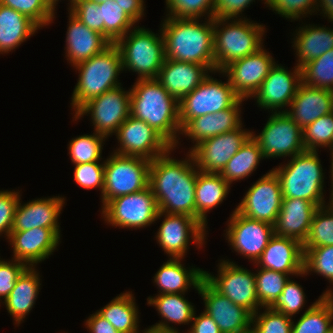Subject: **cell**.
I'll list each match as a JSON object with an SVG mask.
<instances>
[{
	"instance_id": "cell-1",
	"label": "cell",
	"mask_w": 333,
	"mask_h": 333,
	"mask_svg": "<svg viewBox=\"0 0 333 333\" xmlns=\"http://www.w3.org/2000/svg\"><path fill=\"white\" fill-rule=\"evenodd\" d=\"M172 149L151 160L148 186L160 212L196 219L195 187L199 170L190 152L188 160H176L169 157Z\"/></svg>"
},
{
	"instance_id": "cell-2",
	"label": "cell",
	"mask_w": 333,
	"mask_h": 333,
	"mask_svg": "<svg viewBox=\"0 0 333 333\" xmlns=\"http://www.w3.org/2000/svg\"><path fill=\"white\" fill-rule=\"evenodd\" d=\"M161 27L165 58L205 65L215 72L214 18L201 24L198 18L166 17Z\"/></svg>"
},
{
	"instance_id": "cell-3",
	"label": "cell",
	"mask_w": 333,
	"mask_h": 333,
	"mask_svg": "<svg viewBox=\"0 0 333 333\" xmlns=\"http://www.w3.org/2000/svg\"><path fill=\"white\" fill-rule=\"evenodd\" d=\"M130 89V115L146 122L172 147L181 132L179 101L171 96L156 79H137Z\"/></svg>"
},
{
	"instance_id": "cell-4",
	"label": "cell",
	"mask_w": 333,
	"mask_h": 333,
	"mask_svg": "<svg viewBox=\"0 0 333 333\" xmlns=\"http://www.w3.org/2000/svg\"><path fill=\"white\" fill-rule=\"evenodd\" d=\"M74 67L79 71L71 103L75 113L91 99L121 86L117 76L123 71L122 59L115 44Z\"/></svg>"
},
{
	"instance_id": "cell-5",
	"label": "cell",
	"mask_w": 333,
	"mask_h": 333,
	"mask_svg": "<svg viewBox=\"0 0 333 333\" xmlns=\"http://www.w3.org/2000/svg\"><path fill=\"white\" fill-rule=\"evenodd\" d=\"M229 20L231 19L214 18L215 72L222 71L232 62L253 54L263 47L262 36L265 26L252 23L245 18L244 20L234 19L230 21L231 23H228Z\"/></svg>"
},
{
	"instance_id": "cell-6",
	"label": "cell",
	"mask_w": 333,
	"mask_h": 333,
	"mask_svg": "<svg viewBox=\"0 0 333 333\" xmlns=\"http://www.w3.org/2000/svg\"><path fill=\"white\" fill-rule=\"evenodd\" d=\"M318 151H304L291 157L286 165L273 168L283 198H301L317 207L325 205L323 169Z\"/></svg>"
},
{
	"instance_id": "cell-7",
	"label": "cell",
	"mask_w": 333,
	"mask_h": 333,
	"mask_svg": "<svg viewBox=\"0 0 333 333\" xmlns=\"http://www.w3.org/2000/svg\"><path fill=\"white\" fill-rule=\"evenodd\" d=\"M129 32L115 43L121 52L123 70L138 73L137 79H156L165 60L162 32L158 37L139 26Z\"/></svg>"
},
{
	"instance_id": "cell-8",
	"label": "cell",
	"mask_w": 333,
	"mask_h": 333,
	"mask_svg": "<svg viewBox=\"0 0 333 333\" xmlns=\"http://www.w3.org/2000/svg\"><path fill=\"white\" fill-rule=\"evenodd\" d=\"M104 163V188L101 196L103 207L116 197L148 187L150 160L113 153Z\"/></svg>"
},
{
	"instance_id": "cell-9",
	"label": "cell",
	"mask_w": 333,
	"mask_h": 333,
	"mask_svg": "<svg viewBox=\"0 0 333 333\" xmlns=\"http://www.w3.org/2000/svg\"><path fill=\"white\" fill-rule=\"evenodd\" d=\"M226 82H220L208 75L191 93L179 101L181 129L195 117L226 110L240 99L229 81Z\"/></svg>"
},
{
	"instance_id": "cell-10",
	"label": "cell",
	"mask_w": 333,
	"mask_h": 333,
	"mask_svg": "<svg viewBox=\"0 0 333 333\" xmlns=\"http://www.w3.org/2000/svg\"><path fill=\"white\" fill-rule=\"evenodd\" d=\"M158 206L150 187L142 191L116 197L102 207L109 225L139 229L157 221Z\"/></svg>"
},
{
	"instance_id": "cell-11",
	"label": "cell",
	"mask_w": 333,
	"mask_h": 333,
	"mask_svg": "<svg viewBox=\"0 0 333 333\" xmlns=\"http://www.w3.org/2000/svg\"><path fill=\"white\" fill-rule=\"evenodd\" d=\"M264 158L293 157L306 151L302 129L286 114L272 113L259 135L252 132Z\"/></svg>"
},
{
	"instance_id": "cell-12",
	"label": "cell",
	"mask_w": 333,
	"mask_h": 333,
	"mask_svg": "<svg viewBox=\"0 0 333 333\" xmlns=\"http://www.w3.org/2000/svg\"><path fill=\"white\" fill-rule=\"evenodd\" d=\"M218 276L204 271V279L220 294L236 305L247 309L252 315L261 309L256 293L255 274L223 260L218 267Z\"/></svg>"
},
{
	"instance_id": "cell-13",
	"label": "cell",
	"mask_w": 333,
	"mask_h": 333,
	"mask_svg": "<svg viewBox=\"0 0 333 333\" xmlns=\"http://www.w3.org/2000/svg\"><path fill=\"white\" fill-rule=\"evenodd\" d=\"M122 88L119 86L91 99L75 113V121L88 113L97 134L104 137L115 134L130 116V89Z\"/></svg>"
},
{
	"instance_id": "cell-14",
	"label": "cell",
	"mask_w": 333,
	"mask_h": 333,
	"mask_svg": "<svg viewBox=\"0 0 333 333\" xmlns=\"http://www.w3.org/2000/svg\"><path fill=\"white\" fill-rule=\"evenodd\" d=\"M239 127L231 132L204 139L191 148L197 169L204 173H221L252 132Z\"/></svg>"
},
{
	"instance_id": "cell-15",
	"label": "cell",
	"mask_w": 333,
	"mask_h": 333,
	"mask_svg": "<svg viewBox=\"0 0 333 333\" xmlns=\"http://www.w3.org/2000/svg\"><path fill=\"white\" fill-rule=\"evenodd\" d=\"M282 198L279 179L270 170L248 189L235 209L250 219L274 225L281 209Z\"/></svg>"
},
{
	"instance_id": "cell-16",
	"label": "cell",
	"mask_w": 333,
	"mask_h": 333,
	"mask_svg": "<svg viewBox=\"0 0 333 333\" xmlns=\"http://www.w3.org/2000/svg\"><path fill=\"white\" fill-rule=\"evenodd\" d=\"M120 147L114 153L153 160L172 146L146 122L129 116L116 132Z\"/></svg>"
},
{
	"instance_id": "cell-17",
	"label": "cell",
	"mask_w": 333,
	"mask_h": 333,
	"mask_svg": "<svg viewBox=\"0 0 333 333\" xmlns=\"http://www.w3.org/2000/svg\"><path fill=\"white\" fill-rule=\"evenodd\" d=\"M163 215L165 218L158 229L156 239L170 258H184L190 238L197 246L203 245L206 230L198 220L187 215L167 214L160 211L156 219H160Z\"/></svg>"
},
{
	"instance_id": "cell-18",
	"label": "cell",
	"mask_w": 333,
	"mask_h": 333,
	"mask_svg": "<svg viewBox=\"0 0 333 333\" xmlns=\"http://www.w3.org/2000/svg\"><path fill=\"white\" fill-rule=\"evenodd\" d=\"M228 221L226 237L231 247L256 263L274 235V225L250 219L236 209Z\"/></svg>"
},
{
	"instance_id": "cell-19",
	"label": "cell",
	"mask_w": 333,
	"mask_h": 333,
	"mask_svg": "<svg viewBox=\"0 0 333 333\" xmlns=\"http://www.w3.org/2000/svg\"><path fill=\"white\" fill-rule=\"evenodd\" d=\"M275 63L269 52L262 47L257 52L232 62L220 73L227 74V80L241 99H248L259 90Z\"/></svg>"
},
{
	"instance_id": "cell-20",
	"label": "cell",
	"mask_w": 333,
	"mask_h": 333,
	"mask_svg": "<svg viewBox=\"0 0 333 333\" xmlns=\"http://www.w3.org/2000/svg\"><path fill=\"white\" fill-rule=\"evenodd\" d=\"M204 300L206 312L217 324L221 333H248L251 331L252 314L226 296L216 291L205 279L197 289Z\"/></svg>"
},
{
	"instance_id": "cell-21",
	"label": "cell",
	"mask_w": 333,
	"mask_h": 333,
	"mask_svg": "<svg viewBox=\"0 0 333 333\" xmlns=\"http://www.w3.org/2000/svg\"><path fill=\"white\" fill-rule=\"evenodd\" d=\"M301 83L300 67L296 65L294 71L289 72L275 63L253 97L257 99L259 107L270 109L272 112L274 110L273 113L283 112L281 108L290 106Z\"/></svg>"
},
{
	"instance_id": "cell-22",
	"label": "cell",
	"mask_w": 333,
	"mask_h": 333,
	"mask_svg": "<svg viewBox=\"0 0 333 333\" xmlns=\"http://www.w3.org/2000/svg\"><path fill=\"white\" fill-rule=\"evenodd\" d=\"M8 239L13 247V260L33 267L48 258L57 248L60 229L34 227L24 231H11Z\"/></svg>"
},
{
	"instance_id": "cell-23",
	"label": "cell",
	"mask_w": 333,
	"mask_h": 333,
	"mask_svg": "<svg viewBox=\"0 0 333 333\" xmlns=\"http://www.w3.org/2000/svg\"><path fill=\"white\" fill-rule=\"evenodd\" d=\"M256 262L260 268L295 276L306 275L303 244L292 238L274 234Z\"/></svg>"
},
{
	"instance_id": "cell-24",
	"label": "cell",
	"mask_w": 333,
	"mask_h": 333,
	"mask_svg": "<svg viewBox=\"0 0 333 333\" xmlns=\"http://www.w3.org/2000/svg\"><path fill=\"white\" fill-rule=\"evenodd\" d=\"M208 70L210 71L205 65L165 58L156 80L180 101L209 75Z\"/></svg>"
},
{
	"instance_id": "cell-25",
	"label": "cell",
	"mask_w": 333,
	"mask_h": 333,
	"mask_svg": "<svg viewBox=\"0 0 333 333\" xmlns=\"http://www.w3.org/2000/svg\"><path fill=\"white\" fill-rule=\"evenodd\" d=\"M286 114L301 128L333 112V92L301 83Z\"/></svg>"
},
{
	"instance_id": "cell-26",
	"label": "cell",
	"mask_w": 333,
	"mask_h": 333,
	"mask_svg": "<svg viewBox=\"0 0 333 333\" xmlns=\"http://www.w3.org/2000/svg\"><path fill=\"white\" fill-rule=\"evenodd\" d=\"M317 208L314 203L301 198H282L281 209L274 224V234L295 239L303 244L308 237Z\"/></svg>"
},
{
	"instance_id": "cell-27",
	"label": "cell",
	"mask_w": 333,
	"mask_h": 333,
	"mask_svg": "<svg viewBox=\"0 0 333 333\" xmlns=\"http://www.w3.org/2000/svg\"><path fill=\"white\" fill-rule=\"evenodd\" d=\"M66 35V57L73 67L92 56L100 54L111 45L99 32L89 29L71 12Z\"/></svg>"
},
{
	"instance_id": "cell-28",
	"label": "cell",
	"mask_w": 333,
	"mask_h": 333,
	"mask_svg": "<svg viewBox=\"0 0 333 333\" xmlns=\"http://www.w3.org/2000/svg\"><path fill=\"white\" fill-rule=\"evenodd\" d=\"M244 100L240 98L232 107L226 110L195 117L181 129L180 134L187 135L197 145L204 139L231 132L241 127L240 106Z\"/></svg>"
},
{
	"instance_id": "cell-29",
	"label": "cell",
	"mask_w": 333,
	"mask_h": 333,
	"mask_svg": "<svg viewBox=\"0 0 333 333\" xmlns=\"http://www.w3.org/2000/svg\"><path fill=\"white\" fill-rule=\"evenodd\" d=\"M64 200L56 196L32 200L21 205L19 199L11 231H24L34 227L59 228L58 217Z\"/></svg>"
},
{
	"instance_id": "cell-30",
	"label": "cell",
	"mask_w": 333,
	"mask_h": 333,
	"mask_svg": "<svg viewBox=\"0 0 333 333\" xmlns=\"http://www.w3.org/2000/svg\"><path fill=\"white\" fill-rule=\"evenodd\" d=\"M184 294H158L153 298L148 297L147 304L155 306L166 321L152 325L146 330L148 333H179L168 323L188 324L192 322L195 308L184 298Z\"/></svg>"
},
{
	"instance_id": "cell-31",
	"label": "cell",
	"mask_w": 333,
	"mask_h": 333,
	"mask_svg": "<svg viewBox=\"0 0 333 333\" xmlns=\"http://www.w3.org/2000/svg\"><path fill=\"white\" fill-rule=\"evenodd\" d=\"M182 258H170L156 272L154 282L160 289L159 294L185 293L189 287L197 290L204 279V271L198 268L187 270L181 264Z\"/></svg>"
},
{
	"instance_id": "cell-32",
	"label": "cell",
	"mask_w": 333,
	"mask_h": 333,
	"mask_svg": "<svg viewBox=\"0 0 333 333\" xmlns=\"http://www.w3.org/2000/svg\"><path fill=\"white\" fill-rule=\"evenodd\" d=\"M35 267H27L18 277L14 288L10 292L5 303L8 313L20 324L30 313L39 294L40 277Z\"/></svg>"
},
{
	"instance_id": "cell-33",
	"label": "cell",
	"mask_w": 333,
	"mask_h": 333,
	"mask_svg": "<svg viewBox=\"0 0 333 333\" xmlns=\"http://www.w3.org/2000/svg\"><path fill=\"white\" fill-rule=\"evenodd\" d=\"M230 184L220 173H204L198 171L195 187L196 220L205 228L206 213L218 206L227 197Z\"/></svg>"
},
{
	"instance_id": "cell-34",
	"label": "cell",
	"mask_w": 333,
	"mask_h": 333,
	"mask_svg": "<svg viewBox=\"0 0 333 333\" xmlns=\"http://www.w3.org/2000/svg\"><path fill=\"white\" fill-rule=\"evenodd\" d=\"M40 28L18 11L0 4V53L17 48Z\"/></svg>"
},
{
	"instance_id": "cell-35",
	"label": "cell",
	"mask_w": 333,
	"mask_h": 333,
	"mask_svg": "<svg viewBox=\"0 0 333 333\" xmlns=\"http://www.w3.org/2000/svg\"><path fill=\"white\" fill-rule=\"evenodd\" d=\"M296 35L293 46L300 68L333 48V29L309 24L300 27Z\"/></svg>"
},
{
	"instance_id": "cell-36",
	"label": "cell",
	"mask_w": 333,
	"mask_h": 333,
	"mask_svg": "<svg viewBox=\"0 0 333 333\" xmlns=\"http://www.w3.org/2000/svg\"><path fill=\"white\" fill-rule=\"evenodd\" d=\"M108 320L119 333H138V308L135 298L125 292L112 299L105 307L97 311Z\"/></svg>"
},
{
	"instance_id": "cell-37",
	"label": "cell",
	"mask_w": 333,
	"mask_h": 333,
	"mask_svg": "<svg viewBox=\"0 0 333 333\" xmlns=\"http://www.w3.org/2000/svg\"><path fill=\"white\" fill-rule=\"evenodd\" d=\"M260 159L263 160L264 156L258 142L251 135L220 174L231 185L233 181L251 175L259 165Z\"/></svg>"
},
{
	"instance_id": "cell-38",
	"label": "cell",
	"mask_w": 333,
	"mask_h": 333,
	"mask_svg": "<svg viewBox=\"0 0 333 333\" xmlns=\"http://www.w3.org/2000/svg\"><path fill=\"white\" fill-rule=\"evenodd\" d=\"M333 305L320 296L292 325V333H333ZM332 323V324H331Z\"/></svg>"
},
{
	"instance_id": "cell-39",
	"label": "cell",
	"mask_w": 333,
	"mask_h": 333,
	"mask_svg": "<svg viewBox=\"0 0 333 333\" xmlns=\"http://www.w3.org/2000/svg\"><path fill=\"white\" fill-rule=\"evenodd\" d=\"M330 245H333V201L315 210L303 252L312 247Z\"/></svg>"
},
{
	"instance_id": "cell-40",
	"label": "cell",
	"mask_w": 333,
	"mask_h": 333,
	"mask_svg": "<svg viewBox=\"0 0 333 333\" xmlns=\"http://www.w3.org/2000/svg\"><path fill=\"white\" fill-rule=\"evenodd\" d=\"M304 85L333 92V48L301 67Z\"/></svg>"
},
{
	"instance_id": "cell-41",
	"label": "cell",
	"mask_w": 333,
	"mask_h": 333,
	"mask_svg": "<svg viewBox=\"0 0 333 333\" xmlns=\"http://www.w3.org/2000/svg\"><path fill=\"white\" fill-rule=\"evenodd\" d=\"M104 21V36L115 44L136 23L115 1L98 4Z\"/></svg>"
},
{
	"instance_id": "cell-42",
	"label": "cell",
	"mask_w": 333,
	"mask_h": 333,
	"mask_svg": "<svg viewBox=\"0 0 333 333\" xmlns=\"http://www.w3.org/2000/svg\"><path fill=\"white\" fill-rule=\"evenodd\" d=\"M288 275L264 268L255 273L256 293L263 308L269 307L282 293L285 283L289 280Z\"/></svg>"
},
{
	"instance_id": "cell-43",
	"label": "cell",
	"mask_w": 333,
	"mask_h": 333,
	"mask_svg": "<svg viewBox=\"0 0 333 333\" xmlns=\"http://www.w3.org/2000/svg\"><path fill=\"white\" fill-rule=\"evenodd\" d=\"M104 136L97 134L81 135L73 138L69 142V154L74 165L91 162H99L102 159V143L105 141ZM104 139V140H103Z\"/></svg>"
},
{
	"instance_id": "cell-44",
	"label": "cell",
	"mask_w": 333,
	"mask_h": 333,
	"mask_svg": "<svg viewBox=\"0 0 333 333\" xmlns=\"http://www.w3.org/2000/svg\"><path fill=\"white\" fill-rule=\"evenodd\" d=\"M303 131V143L306 151H317V147L333 148V112L319 117Z\"/></svg>"
},
{
	"instance_id": "cell-45",
	"label": "cell",
	"mask_w": 333,
	"mask_h": 333,
	"mask_svg": "<svg viewBox=\"0 0 333 333\" xmlns=\"http://www.w3.org/2000/svg\"><path fill=\"white\" fill-rule=\"evenodd\" d=\"M0 4L26 15L39 27L50 24L55 18L54 10L47 0H0Z\"/></svg>"
},
{
	"instance_id": "cell-46",
	"label": "cell",
	"mask_w": 333,
	"mask_h": 333,
	"mask_svg": "<svg viewBox=\"0 0 333 333\" xmlns=\"http://www.w3.org/2000/svg\"><path fill=\"white\" fill-rule=\"evenodd\" d=\"M278 311L265 307V311L252 315L251 331L254 333H292L293 320Z\"/></svg>"
},
{
	"instance_id": "cell-47",
	"label": "cell",
	"mask_w": 333,
	"mask_h": 333,
	"mask_svg": "<svg viewBox=\"0 0 333 333\" xmlns=\"http://www.w3.org/2000/svg\"><path fill=\"white\" fill-rule=\"evenodd\" d=\"M311 271L333 284V245L312 247L304 253V272Z\"/></svg>"
},
{
	"instance_id": "cell-48",
	"label": "cell",
	"mask_w": 333,
	"mask_h": 333,
	"mask_svg": "<svg viewBox=\"0 0 333 333\" xmlns=\"http://www.w3.org/2000/svg\"><path fill=\"white\" fill-rule=\"evenodd\" d=\"M305 293L298 283L289 280L285 283L282 293L269 306L270 309L292 317L304 307Z\"/></svg>"
},
{
	"instance_id": "cell-49",
	"label": "cell",
	"mask_w": 333,
	"mask_h": 333,
	"mask_svg": "<svg viewBox=\"0 0 333 333\" xmlns=\"http://www.w3.org/2000/svg\"><path fill=\"white\" fill-rule=\"evenodd\" d=\"M214 0H166L168 17L177 18H201L208 14V18H214Z\"/></svg>"
},
{
	"instance_id": "cell-50",
	"label": "cell",
	"mask_w": 333,
	"mask_h": 333,
	"mask_svg": "<svg viewBox=\"0 0 333 333\" xmlns=\"http://www.w3.org/2000/svg\"><path fill=\"white\" fill-rule=\"evenodd\" d=\"M69 10L89 29L95 30L104 36V21H102L101 9L97 2L76 0L70 5Z\"/></svg>"
},
{
	"instance_id": "cell-51",
	"label": "cell",
	"mask_w": 333,
	"mask_h": 333,
	"mask_svg": "<svg viewBox=\"0 0 333 333\" xmlns=\"http://www.w3.org/2000/svg\"><path fill=\"white\" fill-rule=\"evenodd\" d=\"M316 3L317 0H268L267 7L286 19L296 20L306 14L312 15L316 11Z\"/></svg>"
},
{
	"instance_id": "cell-52",
	"label": "cell",
	"mask_w": 333,
	"mask_h": 333,
	"mask_svg": "<svg viewBox=\"0 0 333 333\" xmlns=\"http://www.w3.org/2000/svg\"><path fill=\"white\" fill-rule=\"evenodd\" d=\"M105 163L91 162L77 164L74 169V180L85 189L100 188L101 194L104 188Z\"/></svg>"
},
{
	"instance_id": "cell-53",
	"label": "cell",
	"mask_w": 333,
	"mask_h": 333,
	"mask_svg": "<svg viewBox=\"0 0 333 333\" xmlns=\"http://www.w3.org/2000/svg\"><path fill=\"white\" fill-rule=\"evenodd\" d=\"M19 192L0 191V236L3 233L8 239L14 221V215L19 203ZM3 232V233H2Z\"/></svg>"
},
{
	"instance_id": "cell-54",
	"label": "cell",
	"mask_w": 333,
	"mask_h": 333,
	"mask_svg": "<svg viewBox=\"0 0 333 333\" xmlns=\"http://www.w3.org/2000/svg\"><path fill=\"white\" fill-rule=\"evenodd\" d=\"M28 266L16 259L12 261L0 260V301L9 296L15 286L18 277Z\"/></svg>"
},
{
	"instance_id": "cell-55",
	"label": "cell",
	"mask_w": 333,
	"mask_h": 333,
	"mask_svg": "<svg viewBox=\"0 0 333 333\" xmlns=\"http://www.w3.org/2000/svg\"><path fill=\"white\" fill-rule=\"evenodd\" d=\"M251 2H253V0H214V18H228L232 20L238 18L239 15L242 14L241 12L246 7H249L248 5H250ZM267 3L268 0H265L266 5Z\"/></svg>"
},
{
	"instance_id": "cell-56",
	"label": "cell",
	"mask_w": 333,
	"mask_h": 333,
	"mask_svg": "<svg viewBox=\"0 0 333 333\" xmlns=\"http://www.w3.org/2000/svg\"><path fill=\"white\" fill-rule=\"evenodd\" d=\"M195 314L194 312L193 324L188 333H221L216 322L206 312L201 313L200 316Z\"/></svg>"
},
{
	"instance_id": "cell-57",
	"label": "cell",
	"mask_w": 333,
	"mask_h": 333,
	"mask_svg": "<svg viewBox=\"0 0 333 333\" xmlns=\"http://www.w3.org/2000/svg\"><path fill=\"white\" fill-rule=\"evenodd\" d=\"M85 323L86 328H88L91 333H119L113 325L98 312L92 314Z\"/></svg>"
},
{
	"instance_id": "cell-58",
	"label": "cell",
	"mask_w": 333,
	"mask_h": 333,
	"mask_svg": "<svg viewBox=\"0 0 333 333\" xmlns=\"http://www.w3.org/2000/svg\"><path fill=\"white\" fill-rule=\"evenodd\" d=\"M136 23L143 17L144 1L143 0H115Z\"/></svg>"
},
{
	"instance_id": "cell-59",
	"label": "cell",
	"mask_w": 333,
	"mask_h": 333,
	"mask_svg": "<svg viewBox=\"0 0 333 333\" xmlns=\"http://www.w3.org/2000/svg\"><path fill=\"white\" fill-rule=\"evenodd\" d=\"M316 9L322 7V13L326 15L330 21H333V0H317ZM320 4V5H319ZM333 23V22H332Z\"/></svg>"
},
{
	"instance_id": "cell-60",
	"label": "cell",
	"mask_w": 333,
	"mask_h": 333,
	"mask_svg": "<svg viewBox=\"0 0 333 333\" xmlns=\"http://www.w3.org/2000/svg\"><path fill=\"white\" fill-rule=\"evenodd\" d=\"M330 152H332V154H331L332 155V162H331V171H330L331 172V178H332L331 179V183H332V185H331L332 186V191L331 192L332 193H331V198L330 199H331V201H333V148L331 149Z\"/></svg>"
},
{
	"instance_id": "cell-61",
	"label": "cell",
	"mask_w": 333,
	"mask_h": 333,
	"mask_svg": "<svg viewBox=\"0 0 333 333\" xmlns=\"http://www.w3.org/2000/svg\"><path fill=\"white\" fill-rule=\"evenodd\" d=\"M322 296H326L328 300H330V302L333 305V292L331 291V289L325 291Z\"/></svg>"
},
{
	"instance_id": "cell-62",
	"label": "cell",
	"mask_w": 333,
	"mask_h": 333,
	"mask_svg": "<svg viewBox=\"0 0 333 333\" xmlns=\"http://www.w3.org/2000/svg\"><path fill=\"white\" fill-rule=\"evenodd\" d=\"M59 0H47L48 4L52 7V9L55 11V6ZM76 0H70L71 5L75 2Z\"/></svg>"
},
{
	"instance_id": "cell-63",
	"label": "cell",
	"mask_w": 333,
	"mask_h": 333,
	"mask_svg": "<svg viewBox=\"0 0 333 333\" xmlns=\"http://www.w3.org/2000/svg\"><path fill=\"white\" fill-rule=\"evenodd\" d=\"M93 1L97 2L98 4H101V3H107L108 1L113 2L115 0H93Z\"/></svg>"
}]
</instances>
